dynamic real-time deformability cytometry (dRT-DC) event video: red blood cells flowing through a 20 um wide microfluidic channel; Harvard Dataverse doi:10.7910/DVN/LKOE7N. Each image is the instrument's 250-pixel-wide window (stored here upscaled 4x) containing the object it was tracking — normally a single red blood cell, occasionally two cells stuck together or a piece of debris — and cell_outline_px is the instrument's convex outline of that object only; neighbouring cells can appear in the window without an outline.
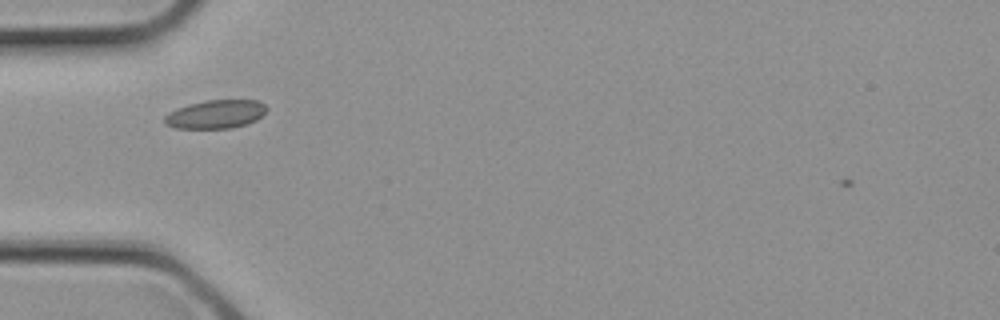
{"species": "common noctule bat (a hibernating species)", "species_latin": "Nyctalus noctula", "temperature_condition": "cold", "stored_images_in_passage": 2, "camera_frame_rate_fps": 3000, "um_per_image_px": 0.085, "animal": {"sex": "female", "body_mass_g": 21.9}, "frame": {"image": 1, "passage_image": 2, "time_ms": 0.333, "image_size_px": [1000, 320], "cell_outline_px": [[268, 108], [256, 120], [248, 124], [232, 128], [176, 128], [164, 124], [164, 116], [168, 112], [176, 108], [188, 104], [208, 100], [256, 100], [264, 104]], "centroid_in_image_um": [18.3, 9.71], "position_along_channel_um": 66.7, "area_um2": 16.99}}